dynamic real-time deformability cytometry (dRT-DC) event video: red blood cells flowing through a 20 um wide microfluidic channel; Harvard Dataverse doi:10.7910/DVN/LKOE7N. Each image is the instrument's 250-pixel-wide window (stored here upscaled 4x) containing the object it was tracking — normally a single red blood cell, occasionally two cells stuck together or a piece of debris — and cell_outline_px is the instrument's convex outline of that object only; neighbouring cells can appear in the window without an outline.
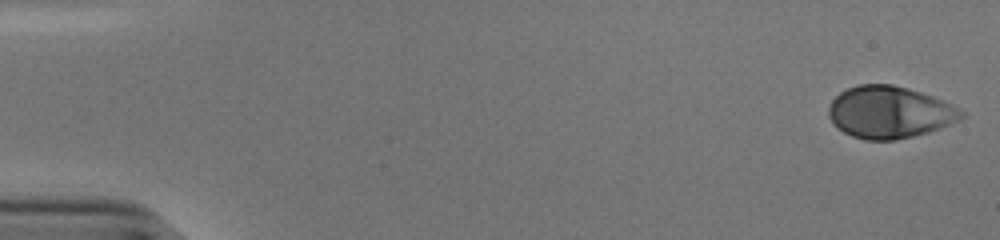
{"species": "human", "species_latin": "Homo sapiens", "temperature_condition": "cold", "stored_images_in_passage": 53, "camera_frame_rate_fps": 3000, "um_per_image_px": 0.085, "donor": {"sex": "male"}, "frame": {"image": 1, "passage_image": 1, "time_ms": 0.0, "image_size_px": [1000, 240], "cell_outline_px": [[964, 116], [960, 120], [928, 132], [912, 136], [892, 140], [864, 140], [852, 136], [836, 128], [832, 124], [828, 116], [828, 108], [832, 100], [840, 92], [856, 84], [892, 84], [908, 88], [944, 100], [960, 108], [964, 112]], "centroid_in_image_um": [75.59, 9.53], "position_along_channel_um": 9.4, "area_um2": 40.46}}
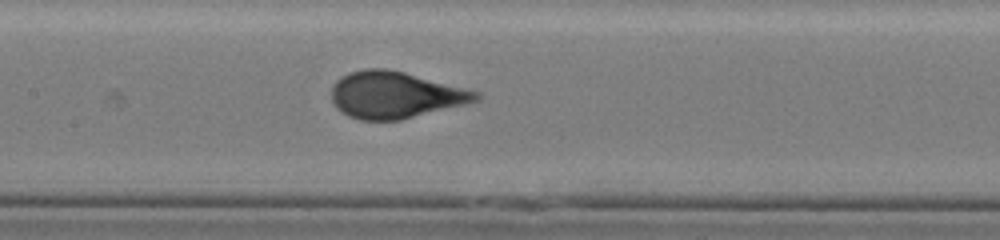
{"frame": {"image": 2, "passage_image": 26, "time_ms": 8.333, "image_size_px": [1000, 240], "cell_outline_px": [[480, 100], [400, 120], [360, 120], [348, 116], [340, 112], [336, 108], [332, 100], [332, 84], [336, 80], [352, 72], [364, 68], [388, 68], [404, 72], [480, 92]], "centroid_in_image_um": [33.56, 8.07], "position_along_channel_um": 173.8, "area_um2": 39.13}}
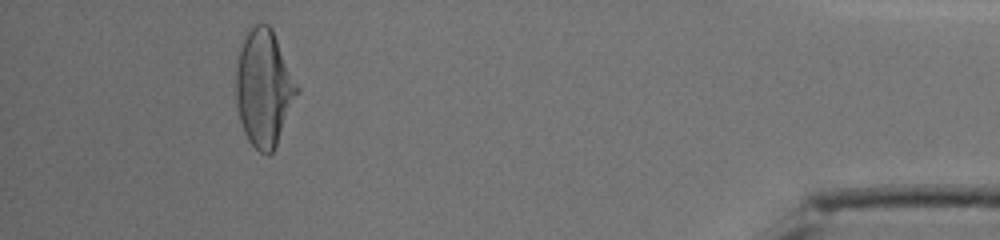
{"frame": {"image": 3, "passage_image": 49, "time_ms": 16.0, "image_size_px": [1000, 240], "cell_outline_px": [[300, 92], [276, 144], [272, 152], [268, 156], [260, 152], [248, 140], [244, 132], [240, 120], [236, 104], [236, 68], [240, 48], [248, 32], [256, 24], [268, 24], [272, 28], [300, 88]], "centroid_in_image_um": [22.45, 7.5], "position_along_channel_um": 412.7, "area_um2": 41.38}, "authors_computed_cell_mechanics": {"area_um2": 39.593, "velocity_mm_per_s": 3.8595, "shape_relaxation_time_tau1_ms": 4.9214, "shape_relaxation_time_tau2_ms": null, "deformation_change_tau1": 0.2208, "deformation_change_tau2": null}}